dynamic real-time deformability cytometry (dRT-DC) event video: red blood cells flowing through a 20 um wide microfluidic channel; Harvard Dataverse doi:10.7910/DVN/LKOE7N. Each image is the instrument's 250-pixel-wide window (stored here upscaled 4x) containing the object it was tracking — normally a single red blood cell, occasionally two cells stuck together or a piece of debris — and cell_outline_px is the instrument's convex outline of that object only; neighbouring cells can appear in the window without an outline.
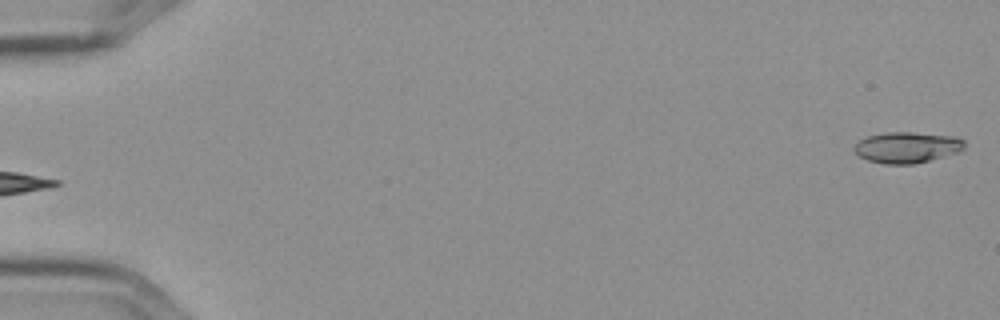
{"species": "Egyptian fruit bat (a non-hibernating species)", "species_latin": "Rousettus aegyptiacus", "temperature_condition": "cold", "stored_images_in_passage": 4, "segment_of_instrument_passage": [2, 2], "camera_frame_rate_fps": 3000, "um_per_image_px": 0.085, "frame": {"image": 1, "passage_image": 4, "time_ms": 1.0, "image_size_px": [1000, 320], "cell_outline_px": [[964, 148], [960, 152], [912, 164], [884, 164], [868, 160], [860, 156], [852, 148], [860, 140], [868, 136], [888, 132], [912, 132], [956, 136], [964, 140]], "centroid_in_image_um": [77.12, 12.52], "position_along_channel_um": 7.9, "area_um2": 19.83}}